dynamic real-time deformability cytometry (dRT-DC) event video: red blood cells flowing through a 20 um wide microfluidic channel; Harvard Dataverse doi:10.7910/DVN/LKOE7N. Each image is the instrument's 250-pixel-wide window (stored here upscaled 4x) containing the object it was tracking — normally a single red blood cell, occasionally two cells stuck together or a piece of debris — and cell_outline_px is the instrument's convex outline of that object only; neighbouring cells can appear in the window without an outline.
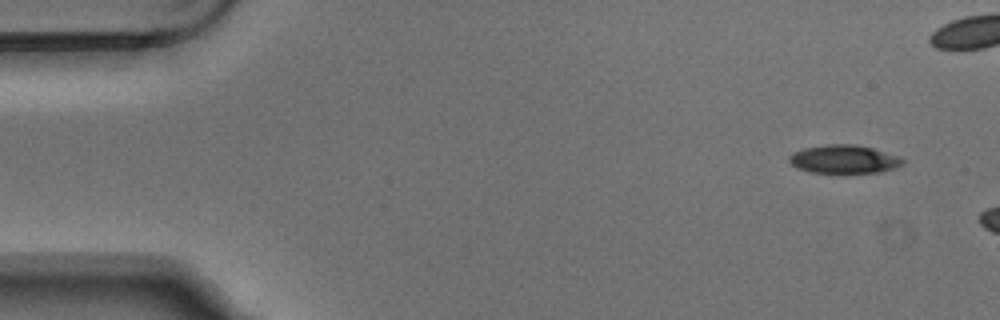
{"species": "Egyptian fruit bat (a non-hibernating species)", "species_latin": "Rousettus aegyptiacus", "temperature_condition": "warm", "stored_images_in_passage": 3, "camera_frame_rate_fps": 3000, "um_per_image_px": 0.085, "animal": {"sex": "male"}, "frame": {"image": 1, "passage_image": 1, "time_ms": 0.0, "image_size_px": [1000, 320], "cell_outline_px": [[904, 164], [896, 168], [880, 172], [808, 172], [796, 168], [788, 160], [788, 156], [804, 148], [824, 144], [856, 144], [872, 148], [900, 156], [904, 160]], "centroid_in_image_um": [71.75, 13.52], "position_along_channel_um": 13.2, "area_um2": 18.79}}